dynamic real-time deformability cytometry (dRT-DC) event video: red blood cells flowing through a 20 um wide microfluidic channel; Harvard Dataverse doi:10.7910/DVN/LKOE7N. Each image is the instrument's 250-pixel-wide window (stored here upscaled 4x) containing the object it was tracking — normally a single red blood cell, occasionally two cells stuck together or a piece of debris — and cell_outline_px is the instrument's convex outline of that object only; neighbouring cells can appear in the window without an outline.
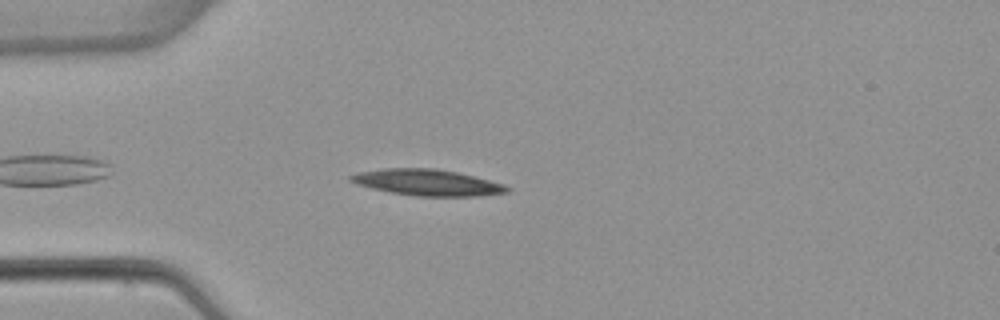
{"species": "common noctule bat (a hibernating species)", "species_latin": "Nyctalus noctula", "temperature_condition": "warm", "stored_images_in_passage": 3, "camera_frame_rate_fps": 3000, "um_per_image_px": 0.085, "animal": {"sex": "female", "body_mass_g": 22.7, "forearm_length_mm": 54.2}, "frame": {"image": 1, "passage_image": 3, "time_ms": 2.333, "image_size_px": [1000, 320], "cell_outline_px": [[512, 188], [508, 192], [476, 196], [416, 196], [392, 192], [372, 188], [356, 184], [348, 180], [348, 176], [360, 172], [384, 168], [436, 168], [456, 172], [504, 184]], "centroid_in_image_um": [36.31, 15.51], "position_along_channel_um": 48.7, "area_um2": 23.7}}